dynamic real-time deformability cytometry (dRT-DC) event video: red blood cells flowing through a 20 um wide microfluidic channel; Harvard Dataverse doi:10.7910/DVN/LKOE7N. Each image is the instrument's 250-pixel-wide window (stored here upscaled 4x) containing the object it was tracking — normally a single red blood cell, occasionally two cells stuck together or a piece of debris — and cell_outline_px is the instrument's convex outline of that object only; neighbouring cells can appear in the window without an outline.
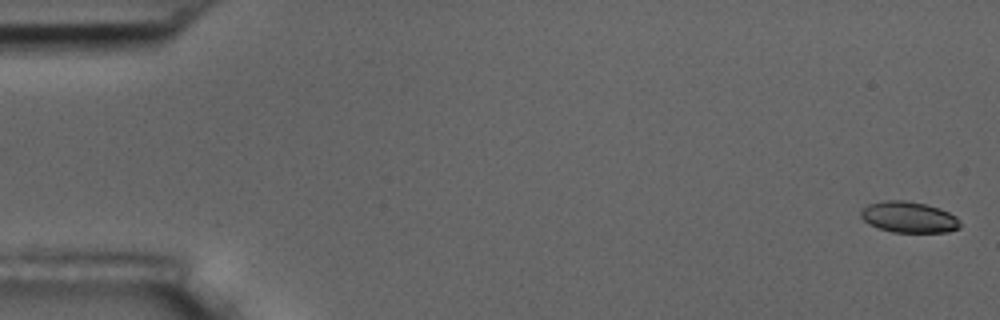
{"species": "common noctule bat (a hibernating species)", "species_latin": "Nyctalus noctula", "temperature_condition": "room temperature", "stored_images_in_passage": 7, "camera_frame_rate_fps": 3000, "um_per_image_px": 0.085, "animal": {"sex": "male", "body_mass_g": 17.5, "forearm_length_mm": 52.3}, "frame": {"image": 1, "passage_image": 1, "time_ms": 0.0, "image_size_px": [1000, 320], "cell_outline_px": [[960, 228], [948, 232], [892, 232], [868, 224], [860, 216], [860, 212], [868, 204], [884, 200], [904, 200], [924, 204], [940, 208], [956, 216], [960, 220]], "centroid_in_image_um": [77.26, 18.46], "position_along_channel_um": 7.7, "area_um2": 17.98}}